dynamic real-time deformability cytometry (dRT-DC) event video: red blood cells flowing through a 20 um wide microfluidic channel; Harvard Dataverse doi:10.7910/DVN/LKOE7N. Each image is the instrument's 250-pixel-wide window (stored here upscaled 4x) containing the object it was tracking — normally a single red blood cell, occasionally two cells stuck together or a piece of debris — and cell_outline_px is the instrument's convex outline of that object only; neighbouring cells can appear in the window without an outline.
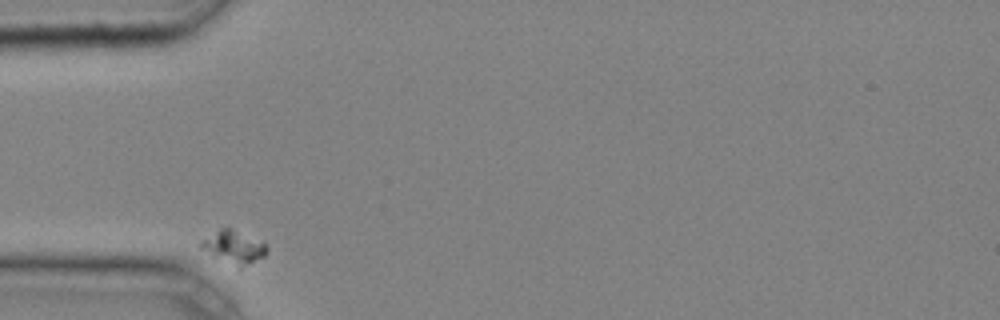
{"species": "common noctule bat (a hibernating species)", "species_latin": "Nyctalus noctula", "temperature_condition": "cold", "stored_images_in_passage": 29, "camera_frame_rate_fps": 3000, "um_per_image_px": 0.085, "animal": {"sex": "male", "body_mass_g": 20.4}, "frame": {"image": 1, "passage_image": 1, "time_ms": 0.0, "image_size_px": [1000, 320], "cell_outline_px": [[268, 252], [264, 256], [240, 268], [212, 256], [200, 248], [200, 244], [204, 240], [220, 228], [232, 228], [264, 244], [268, 248]], "centroid_in_image_um": [19.87, 21.02], "position_along_channel_um": 65.1, "area_um2": 12.14}}
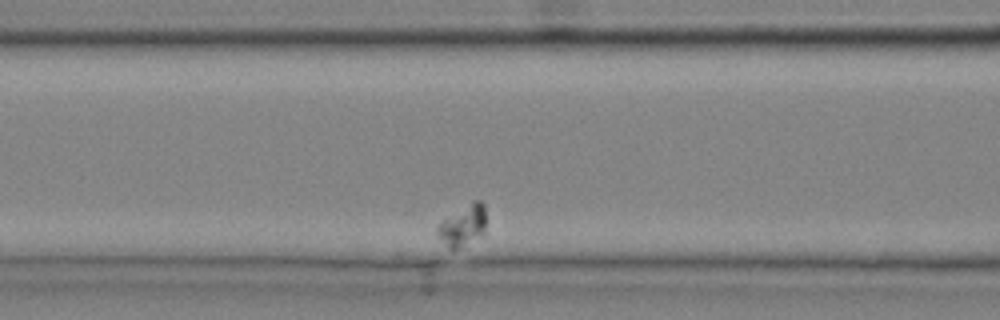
{"frame": {"image": 2, "passage_image": 7, "time_ms": 2.0, "image_size_px": [1000, 320], "cell_outline_px": [[484, 236], [456, 248], [448, 248], [440, 236], [440, 224], [444, 220], [472, 200], [480, 200], [484, 204]], "centroid_in_image_um": [39.43, 19.14], "position_along_channel_um": 127.2, "area_um2": 10.98}}
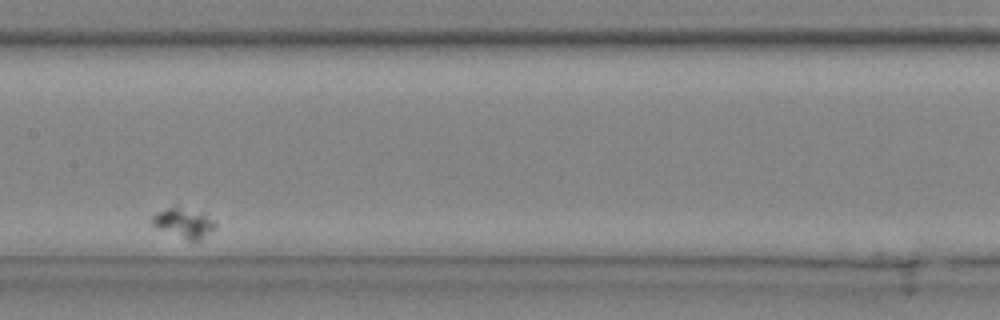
{"frame": {"image": 3, "passage_image": 13, "time_ms": 4.0, "image_size_px": [1000, 320], "cell_outline_px": [[216, 228], [200, 240], [188, 240], [156, 228], [152, 224], [152, 216], [156, 212], [176, 204], [204, 212], [216, 224]], "centroid_in_image_um": [15.62, 18.9], "position_along_channel_um": 191.8, "area_um2": 11.27}}